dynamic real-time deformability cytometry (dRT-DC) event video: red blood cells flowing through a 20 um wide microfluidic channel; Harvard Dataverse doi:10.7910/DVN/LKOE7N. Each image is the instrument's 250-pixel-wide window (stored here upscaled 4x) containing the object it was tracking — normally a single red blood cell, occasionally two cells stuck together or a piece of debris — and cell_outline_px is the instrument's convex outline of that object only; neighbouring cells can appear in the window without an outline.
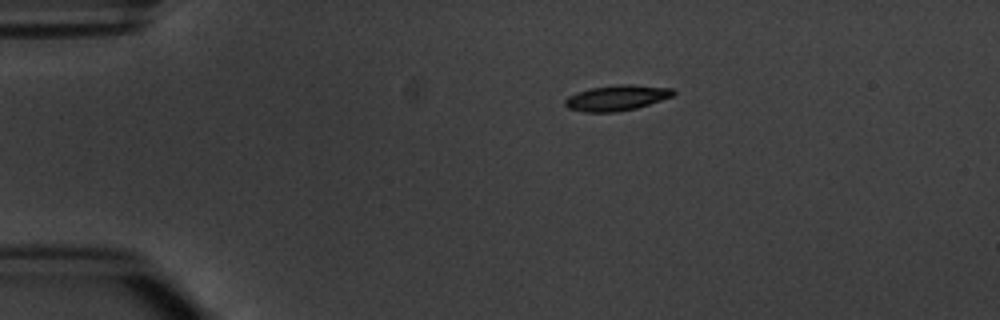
{"species": "common noctule bat (a hibernating species)", "species_latin": "Nyctalus noctula", "temperature_condition": "warm", "stored_images_in_passage": 5, "camera_frame_rate_fps": 3000, "um_per_image_px": 0.085, "animal": {"sex": "male", "body_mass_g": 20.1, "forearm_length_mm": 53.5}, "frame": {"image": 1, "passage_image": 1, "time_ms": 0.0, "image_size_px": [1000, 320], "cell_outline_px": [[676, 92], [672, 96], [636, 108], [616, 112], [584, 112], [568, 108], [564, 104], [564, 100], [568, 96], [576, 92], [592, 88], [624, 84], [632, 84], [672, 88]], "centroid_in_image_um": [52.4, 8.32], "position_along_channel_um": 32.6, "area_um2": 15.95}}
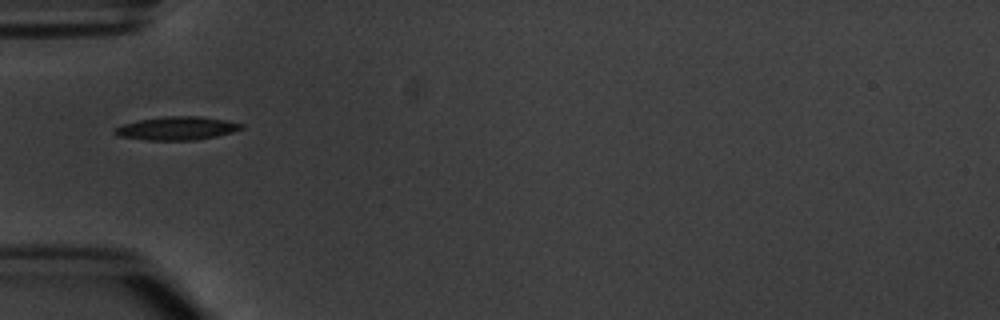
{"frame": {"image": 2, "passage_image": 3, "time_ms": 2.333, "image_size_px": [1000, 320], "cell_outline_px": [[244, 128], [232, 132], [216, 136], [196, 140], [148, 140], [116, 136], [112, 132], [112, 128], [124, 124], [140, 120], [164, 116], [200, 116], [224, 120], [244, 124]], "centroid_in_image_um": [15.0, 10.91], "position_along_channel_um": 70.0, "area_um2": 17.28}}